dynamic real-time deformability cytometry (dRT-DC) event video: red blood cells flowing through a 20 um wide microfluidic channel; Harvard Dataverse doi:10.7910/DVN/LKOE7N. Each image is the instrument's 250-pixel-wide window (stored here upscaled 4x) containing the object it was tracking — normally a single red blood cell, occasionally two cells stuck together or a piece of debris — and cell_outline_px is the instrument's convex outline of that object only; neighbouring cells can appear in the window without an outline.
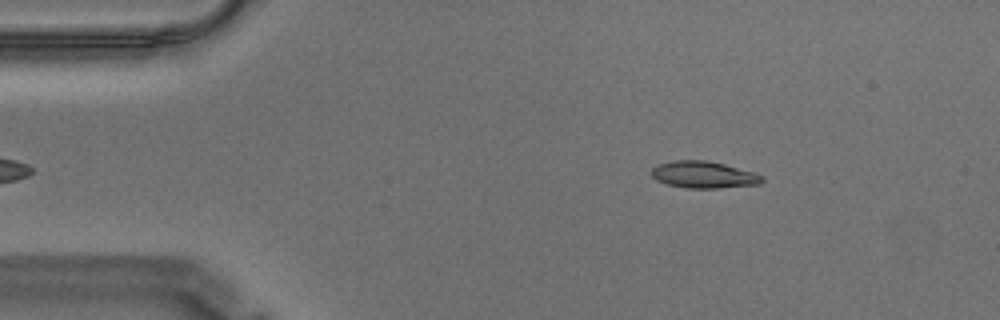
{"species": "Egyptian fruit bat (a non-hibernating species)", "species_latin": "Rousettus aegyptiacus", "temperature_condition": "warm", "stored_images_in_passage": 51, "camera_frame_rate_fps": 3000, "um_per_image_px": 0.085, "animal": {"sex": "male"}, "frame": {"image": 1, "passage_image": 3, "time_ms": 0.667, "image_size_px": [1000, 320], "cell_outline_px": [[764, 180], [760, 184], [716, 188], [684, 188], [668, 184], [656, 180], [652, 176], [652, 168], [660, 164], [676, 160], [708, 160], [756, 172], [764, 176]], "centroid_in_image_um": [59.86, 14.85], "position_along_channel_um": 25.1, "area_um2": 17.34}}
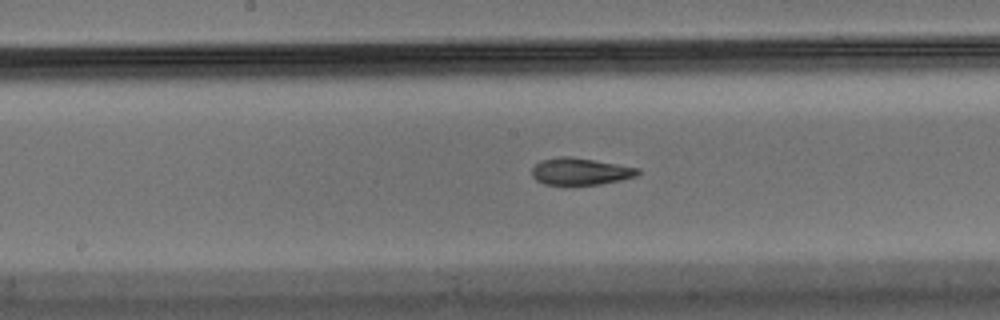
{"frame": {"image": 2, "passage_image": 23, "time_ms": 7.333, "image_size_px": [1000, 320], "cell_outline_px": [[640, 172], [636, 176], [620, 180], [600, 184], [544, 184], [536, 180], [532, 176], [532, 168], [540, 160], [560, 156], [568, 156], [640, 168]], "centroid_in_image_um": [49.31, 14.56], "position_along_channel_um": 198.9, "area_um2": 16.42}}
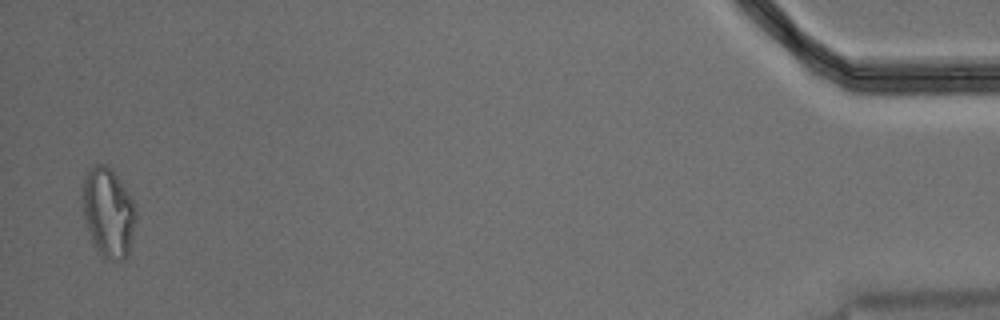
{"frame": {"image": 3, "passage_image": 50, "time_ms": 16.333, "image_size_px": [1000, 320], "cell_outline_px": [[136, 220], [128, 252], [124, 260], [104, 260], [96, 252], [84, 220], [80, 196], [80, 192], [84, 176], [96, 164], [104, 164], [112, 168], [132, 196], [136, 204]], "centroid_in_image_um": [9.18, 18.05], "position_along_channel_um": 426.0, "area_um2": 28.67}, "authors_computed_cell_mechanics": {"area_um2": 17.2822, "velocity_mm_per_s": 3.5156, "shape_relaxation_time_tau1_ms": null, "shape_relaxation_time_tau2_ms": 1.5015, "deformation_change_tau1": null, "deformation_change_tau2": 0.0751}}